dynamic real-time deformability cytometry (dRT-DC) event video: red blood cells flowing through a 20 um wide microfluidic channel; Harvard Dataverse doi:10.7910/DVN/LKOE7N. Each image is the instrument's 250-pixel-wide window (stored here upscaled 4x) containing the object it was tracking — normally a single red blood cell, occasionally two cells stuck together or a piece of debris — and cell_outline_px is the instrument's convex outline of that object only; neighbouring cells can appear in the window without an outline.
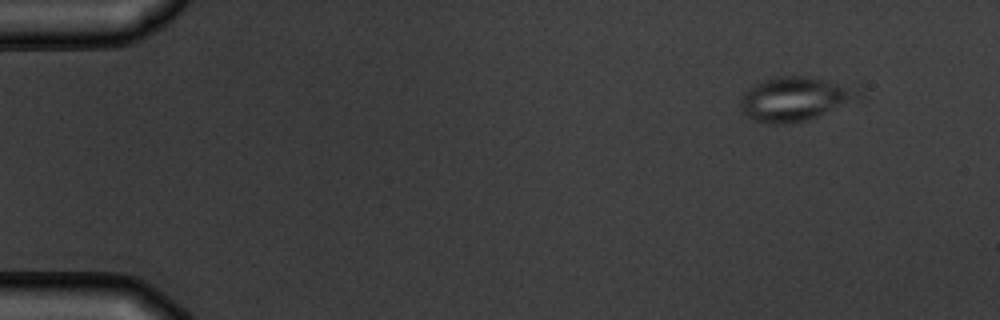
{"species": "common noctule bat (a hibernating species)", "species_latin": "Nyctalus noctula", "temperature_condition": "warm", "stored_images_in_passage": 4, "camera_frame_rate_fps": 3000, "um_per_image_px": 0.085, "animal": {"sex": "male", "body_mass_g": 19.5, "forearm_length_mm": 54.6}, "frame": {"image": 1, "passage_image": 1, "time_ms": 0.0, "image_size_px": [1000, 320], "cell_outline_px": [[848, 96], [816, 116], [808, 120], [784, 124], [772, 124], [756, 120], [748, 116], [744, 112], [740, 104], [740, 96], [744, 92], [756, 84], [764, 80], [776, 76], [808, 76], [824, 80], [836, 84], [848, 92]], "centroid_in_image_um": [67.17, 8.42], "position_along_channel_um": 17.8, "area_um2": 27.4}}